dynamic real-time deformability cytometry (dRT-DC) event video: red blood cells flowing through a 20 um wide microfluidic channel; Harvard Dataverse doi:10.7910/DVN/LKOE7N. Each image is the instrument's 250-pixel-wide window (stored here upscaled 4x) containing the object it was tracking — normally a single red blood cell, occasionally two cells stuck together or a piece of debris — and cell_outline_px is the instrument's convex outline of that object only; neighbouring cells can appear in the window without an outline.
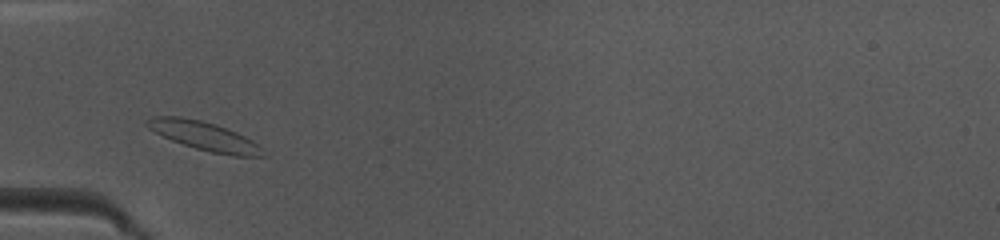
{"species": "common noctule bat (a hibernating species)", "species_latin": "Nyctalus noctula", "temperature_condition": "warm", "stored_images_in_passage": 35, "camera_frame_rate_fps": 3000, "um_per_image_px": 0.085, "animal": {"sex": "female", "body_mass_g": 10.0, "forearm_length_mm": 53.1}, "frame": {"image": 1, "passage_image": 2, "time_ms": 0.333, "image_size_px": [1000, 240], "cell_outline_px": [[268, 156], [232, 156], [212, 152], [196, 148], [172, 140], [148, 128], [144, 124], [144, 120], [152, 116], [180, 116], [200, 120], [216, 124], [236, 132], [260, 144], [264, 148]], "centroid_in_image_um": [17.4, 11.56], "position_along_channel_um": 67.6, "area_um2": 19.54}}
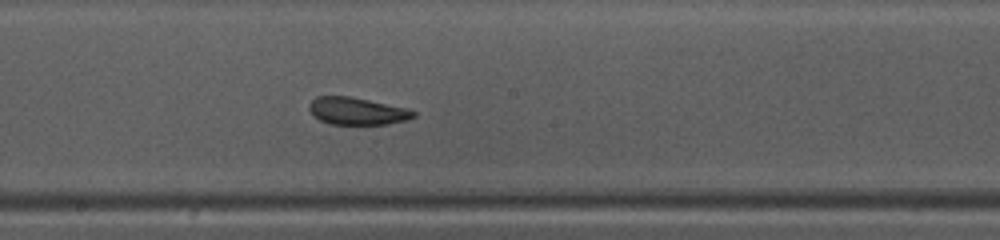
{"frame": {"image": 2, "passage_image": 13, "time_ms": 4.0, "image_size_px": [1000, 240], "cell_outline_px": [[416, 116], [408, 120], [388, 124], [328, 124], [312, 116], [308, 108], [308, 104], [316, 96], [352, 96], [408, 108], [416, 112]], "centroid_in_image_um": [30.34, 9.44], "position_along_channel_um": 217.9, "area_um2": 16.94}}
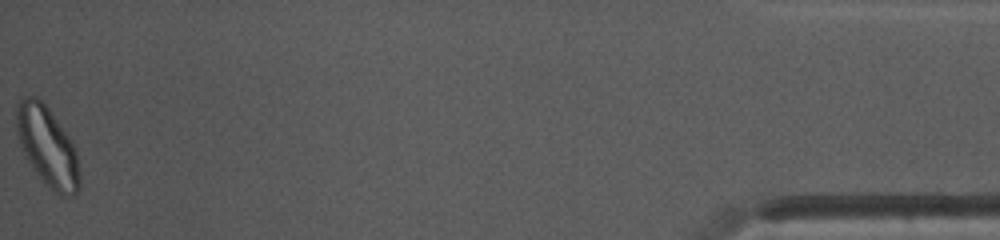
{"frame": {"image": 3, "passage_image": 35, "time_ms": 11.333, "image_size_px": [1000, 240], "cell_outline_px": [[80, 188], [72, 196], [60, 196], [40, 176], [28, 160], [20, 144], [16, 132], [16, 104], [20, 96], [36, 96], [48, 108], [72, 140], [76, 148], [80, 172]], "centroid_in_image_um": [4.04, 12.41], "position_along_channel_um": 431.2, "area_um2": 29.19}, "authors_computed_cell_mechanics": {"area_um2": 17.7446, "velocity_mm_per_s": 4.106, "shape_relaxation_time_tau1_ms": 8.6912, "shape_relaxation_time_tau2_ms": 3.7483, "deformation_change_tau1": 0.1769, "deformation_change_tau2": 0.1162}}